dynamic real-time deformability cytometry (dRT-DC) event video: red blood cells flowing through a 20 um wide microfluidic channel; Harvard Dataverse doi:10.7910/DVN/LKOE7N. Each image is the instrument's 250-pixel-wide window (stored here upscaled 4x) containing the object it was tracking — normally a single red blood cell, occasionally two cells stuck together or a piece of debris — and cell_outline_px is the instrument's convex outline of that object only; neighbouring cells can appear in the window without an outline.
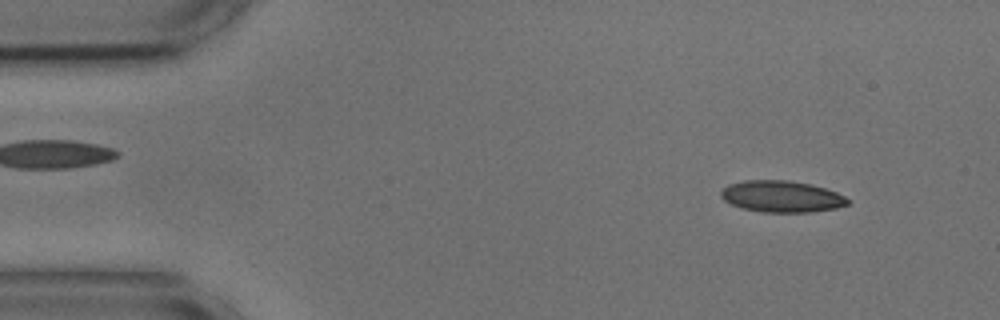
{"species": "common noctule bat (a hibernating species)", "species_latin": "Nyctalus noctula", "temperature_condition": "cold", "stored_images_in_passage": 55, "camera_frame_rate_fps": 3000, "um_per_image_px": 0.085, "animal": {"sex": "male", "body_mass_g": 17.9, "forearm_length_mm": 54.2}, "frame": {"image": 1, "passage_image": 5, "time_ms": 1.333, "image_size_px": [1000, 320], "cell_outline_px": [[848, 204], [836, 208], [808, 212], [764, 212], [740, 208], [724, 200], [720, 196], [720, 192], [728, 184], [744, 180], [788, 180], [808, 184], [824, 188], [836, 192], [844, 196], [848, 200]], "centroid_in_image_um": [66.39, 16.7], "position_along_channel_um": 18.6, "area_um2": 23.12}}
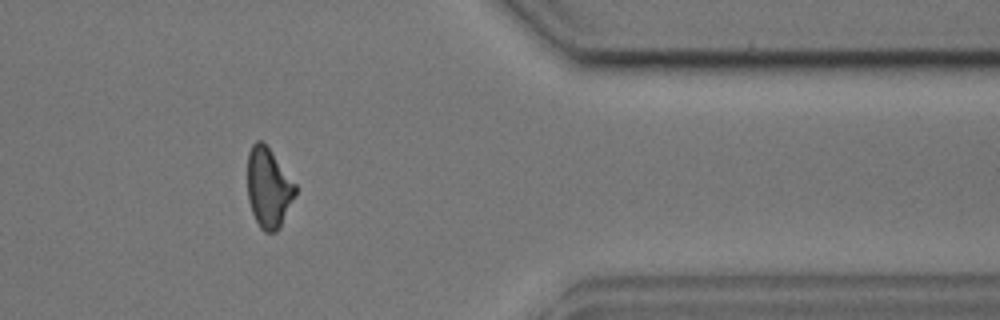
{"frame": {"image": 2, "passage_image": 44, "time_ms": 14.333, "image_size_px": [1000, 320], "cell_outline_px": [[296, 192], [280, 228], [276, 232], [264, 232], [260, 228], [252, 212], [248, 200], [248, 152], [252, 144], [256, 140], [260, 140], [268, 148], [296, 184]], "centroid_in_image_um": [22.81, 15.98], "position_along_channel_um": 388.6, "area_um2": 22.02}}
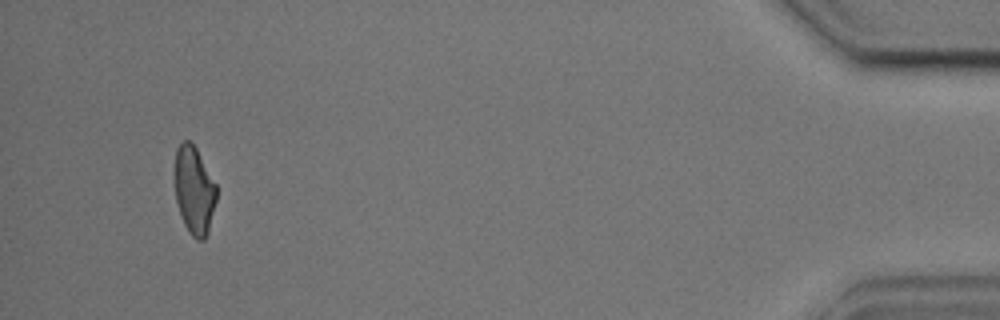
{"frame": {"image": 3, "passage_image": 51, "time_ms": 16.667, "image_size_px": [1000, 320], "cell_outline_px": [[216, 200], [208, 232], [204, 240], [196, 240], [188, 232], [184, 224], [176, 200], [172, 172], [176, 148], [184, 140], [188, 140], [196, 148], [216, 184]], "centroid_in_image_um": [16.46, 16.16], "position_along_channel_um": 418.7, "area_um2": 21.73}, "authors_computed_cell_mechanics": {"area_um2": 23.12, "velocity_mm_per_s": 3.6219, "shape_relaxation_time_tau1_ms": 5.3858, "shape_relaxation_time_tau2_ms": 1.6048, "deformation_change_tau1": 0.1046, "deformation_change_tau2": 0.0758}}